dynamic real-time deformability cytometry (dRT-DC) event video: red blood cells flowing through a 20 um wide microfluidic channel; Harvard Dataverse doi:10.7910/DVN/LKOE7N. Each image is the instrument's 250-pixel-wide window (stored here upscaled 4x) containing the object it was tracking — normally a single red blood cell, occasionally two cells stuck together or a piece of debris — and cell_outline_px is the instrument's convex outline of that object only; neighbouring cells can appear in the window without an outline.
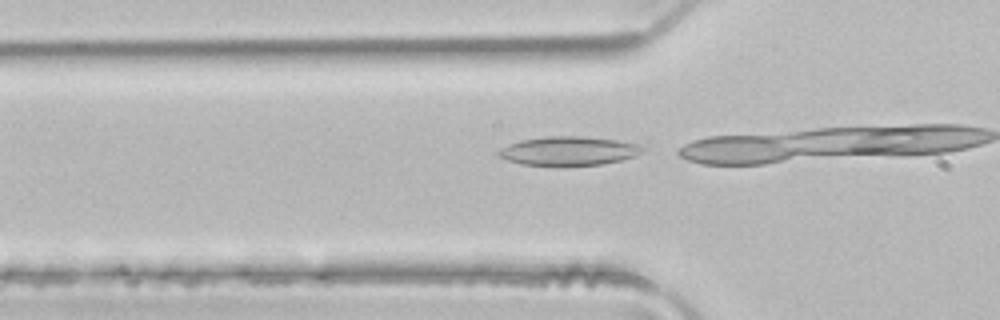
{"species": "common noctule bat (a hibernating species)", "species_latin": "Nyctalus noctula", "temperature_condition": "room temperature", "stored_images_in_passage": 4, "camera_frame_rate_fps": 3000, "um_per_image_px": 0.085, "animal": {"sex": "male", "body_mass_g": 21.5, "forearm_length_mm": 52.0}, "frame": {"image": 1, "passage_image": 4, "time_ms": 1.0, "image_size_px": [1000, 320], "cell_outline_px": [[644, 152], [636, 156], [620, 160], [600, 164], [520, 164], [496, 156], [496, 152], [500, 148], [508, 144], [520, 140], [548, 136], [584, 136], [616, 140], [636, 144], [644, 148]], "centroid_in_image_um": [48.3, 12.8], "position_along_channel_um": 77.5, "area_um2": 23.87}}